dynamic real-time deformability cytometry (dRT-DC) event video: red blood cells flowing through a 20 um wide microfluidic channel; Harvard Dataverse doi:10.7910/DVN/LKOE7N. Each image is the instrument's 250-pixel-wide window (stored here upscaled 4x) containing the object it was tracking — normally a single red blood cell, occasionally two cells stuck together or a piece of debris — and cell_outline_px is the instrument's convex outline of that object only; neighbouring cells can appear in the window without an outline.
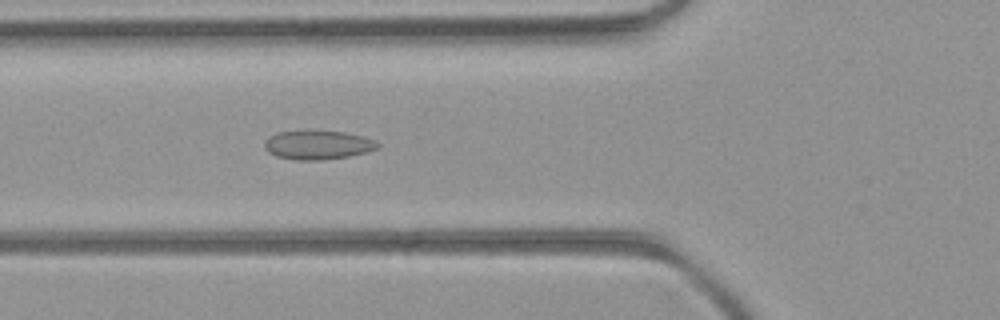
{"species": "common noctule bat (a hibernating species)", "species_latin": "Nyctalus noctula", "temperature_condition": "room temperature", "stored_images_in_passage": 53, "camera_frame_rate_fps": 3000, "um_per_image_px": 0.085, "animal": {"sex": "female", "body_mass_g": 21.9}, "frame": {"image": 1, "passage_image": 20, "time_ms": 6.333, "image_size_px": [1000, 320], "cell_outline_px": [[380, 144], [376, 148], [368, 152], [348, 156], [324, 160], [296, 160], [276, 156], [268, 152], [264, 148], [264, 140], [268, 136], [276, 132], [344, 132], [364, 136], [376, 140]], "centroid_in_image_um": [27.01, 12.34], "position_along_channel_um": 98.8, "area_um2": 18.96}}
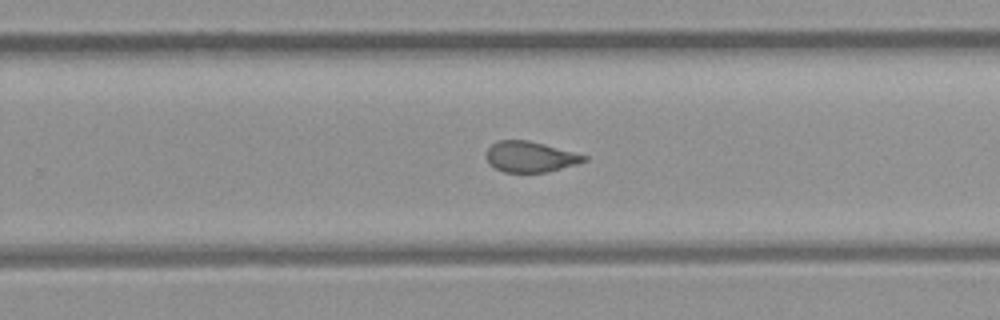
{"frame": {"image": 2, "passage_image": 34, "time_ms": 11.0, "image_size_px": [1000, 320], "cell_outline_px": [[588, 160], [576, 164], [544, 172], [504, 172], [496, 168], [488, 160], [488, 148], [492, 144], [500, 140], [528, 140], [544, 144], [588, 156]], "centroid_in_image_um": [45.09, 13.32], "position_along_channel_um": 284.7, "area_um2": 17.05}}
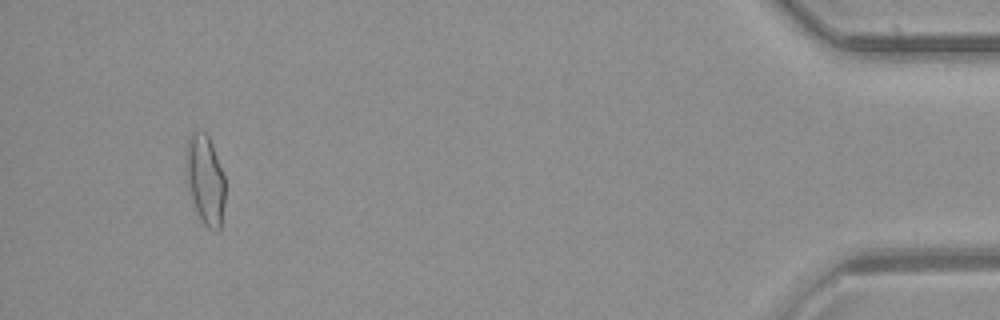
{"frame": {"image": 3, "passage_image": 50, "time_ms": 16.333, "image_size_px": [1000, 320], "cell_outline_px": [[224, 204], [220, 228], [216, 232], [208, 228], [200, 220], [192, 200], [188, 188], [184, 164], [184, 156], [188, 140], [192, 132], [204, 132], [208, 136], [212, 144], [224, 176]], "centroid_in_image_um": [17.41, 15.29], "position_along_channel_um": 417.8, "area_um2": 20.52}, "authors_computed_cell_mechanics": {"area_um2": 18.9584, "velocity_mm_per_s": 3.976, "shape_relaxation_time_tau1_ms": null, "shape_relaxation_time_tau2_ms": 1.1877, "deformation_change_tau1": null, "deformation_change_tau2": 0.076}}